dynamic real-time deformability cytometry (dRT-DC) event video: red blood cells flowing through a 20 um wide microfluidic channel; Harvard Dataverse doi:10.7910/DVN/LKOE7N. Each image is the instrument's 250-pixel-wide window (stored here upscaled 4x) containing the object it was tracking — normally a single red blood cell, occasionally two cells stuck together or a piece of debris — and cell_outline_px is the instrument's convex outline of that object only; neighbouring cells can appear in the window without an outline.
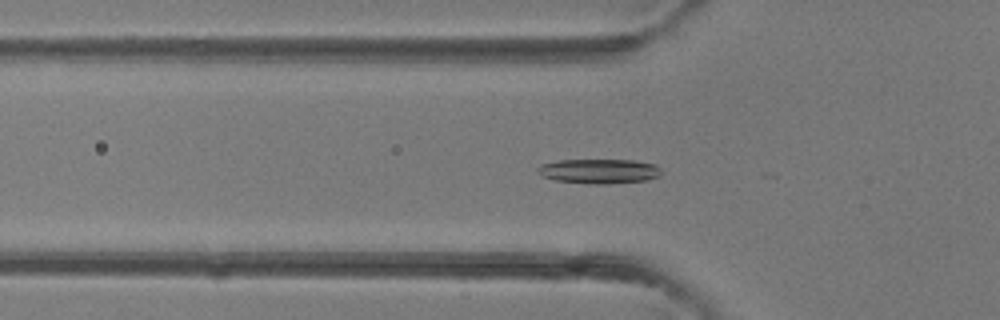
{"species": "common noctule bat (a hibernating species)", "species_latin": "Nyctalus noctula", "temperature_condition": "room temperature", "stored_images_in_passage": 42, "camera_frame_rate_fps": 3000, "um_per_image_px": 0.085, "animal": {"sex": "female"}, "frame": {"image": 1, "passage_image": 14, "time_ms": 4.333, "image_size_px": [1000, 320], "cell_outline_px": [[660, 176], [648, 180], [604, 184], [596, 184], [556, 180], [544, 176], [536, 172], [536, 168], [540, 164], [560, 160], [636, 160], [656, 164], [660, 168]], "centroid_in_image_um": [50.94, 14.54], "position_along_channel_um": 74.9, "area_um2": 17.74}}
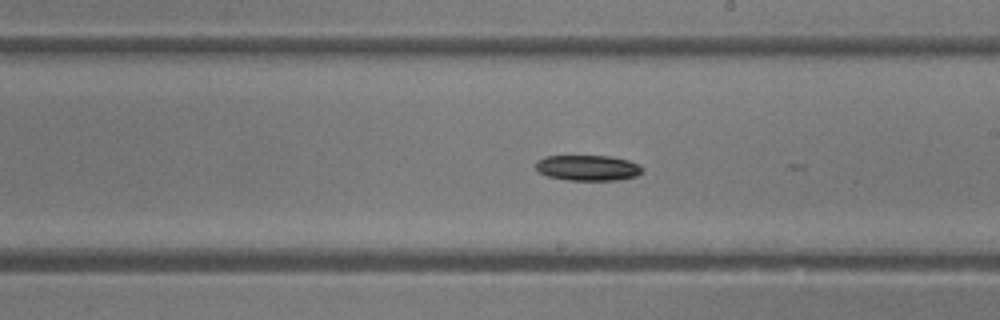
{"frame": {"image": 2, "passage_image": 24, "time_ms": 7.667, "image_size_px": [1000, 320], "cell_outline_px": [[644, 172], [636, 176], [620, 180], [568, 180], [548, 176], [540, 172], [536, 168], [536, 160], [544, 156], [612, 156], [628, 160], [640, 164], [644, 168]], "centroid_in_image_um": [50.02, 14.26], "position_along_channel_um": 239.0, "area_um2": 16.07}}
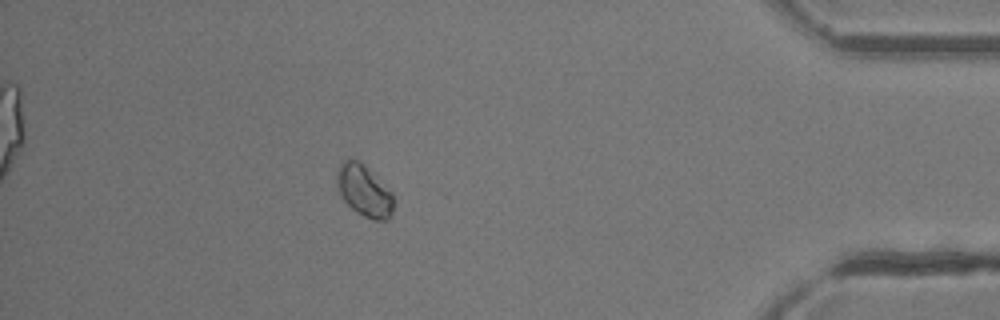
{"frame": {"image": 3, "passage_image": 37, "time_ms": 12.0, "image_size_px": [1000, 320], "cell_outline_px": [[392, 212], [388, 220], [372, 220], [356, 212], [340, 196], [336, 188], [336, 172], [340, 164], [348, 156], [364, 164], [392, 192]], "centroid_in_image_um": [30.9, 16.19], "position_along_channel_um": 404.3, "area_um2": 17.17}}